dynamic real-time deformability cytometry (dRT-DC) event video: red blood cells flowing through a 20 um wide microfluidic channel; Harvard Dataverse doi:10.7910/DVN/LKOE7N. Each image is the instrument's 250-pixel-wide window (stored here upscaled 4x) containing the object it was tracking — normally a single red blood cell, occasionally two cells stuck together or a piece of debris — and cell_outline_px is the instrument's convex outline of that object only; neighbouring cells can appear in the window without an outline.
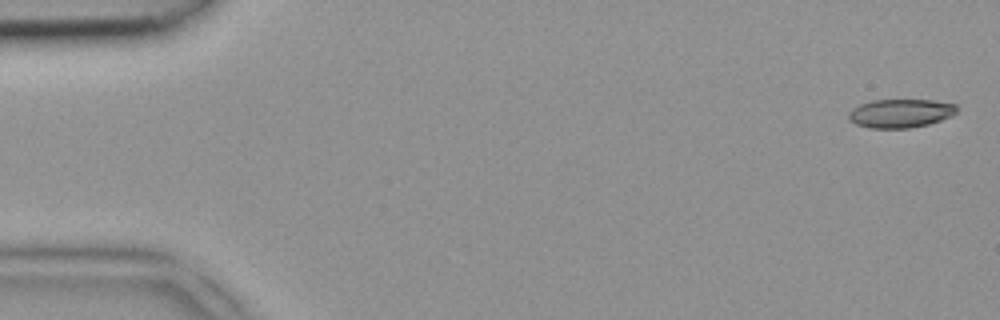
{"species": "common noctule bat (a hibernating species)", "species_latin": "Nyctalus noctula", "temperature_condition": "room temperature", "stored_images_in_passage": 5, "camera_frame_rate_fps": 3000, "um_per_image_px": 0.085, "animal": {"sex": "female", "body_mass_g": 18.4}, "frame": {"image": 1, "passage_image": 1, "time_ms": 0.0, "image_size_px": [1000, 320], "cell_outline_px": [[956, 112], [952, 116], [928, 124], [908, 128], [868, 128], [856, 124], [848, 120], [848, 112], [852, 108], [860, 104], [872, 100], [932, 100], [956, 104]], "centroid_in_image_um": [76.5, 9.63], "position_along_channel_um": 8.5, "area_um2": 18.09}}
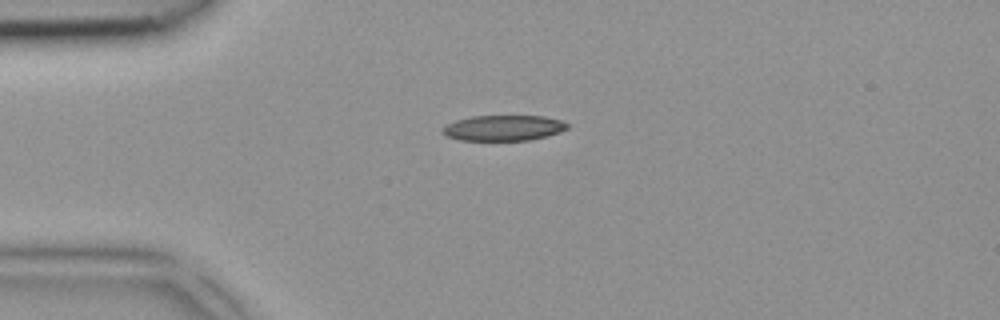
{"frame": {"image": 2, "passage_image": 4, "time_ms": 1.0, "image_size_px": [1000, 320], "cell_outline_px": [[568, 128], [560, 132], [548, 136], [528, 140], [460, 140], [448, 136], [440, 132], [440, 128], [456, 120], [472, 116], [544, 116], [564, 120], [568, 124]], "centroid_in_image_um": [42.82, 10.87], "position_along_channel_um": 42.2, "area_um2": 18.67}}